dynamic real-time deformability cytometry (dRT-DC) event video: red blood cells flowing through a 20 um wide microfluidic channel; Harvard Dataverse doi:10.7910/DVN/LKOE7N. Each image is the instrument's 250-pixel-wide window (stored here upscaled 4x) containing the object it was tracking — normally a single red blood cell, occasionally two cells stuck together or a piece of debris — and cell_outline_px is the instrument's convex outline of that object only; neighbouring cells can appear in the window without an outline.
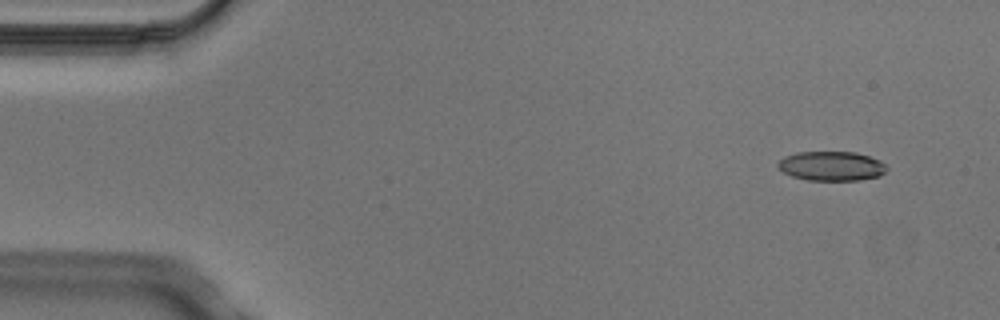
{"species": "Egyptian fruit bat (a non-hibernating species)", "species_latin": "Rousettus aegyptiacus", "temperature_condition": "cold", "stored_images_in_passage": 4, "camera_frame_rate_fps": 3000, "um_per_image_px": 0.085, "animal": {"sex": "male"}, "frame": {"image": 1, "passage_image": 1, "time_ms": 0.0, "image_size_px": [1000, 320], "cell_outline_px": [[888, 168], [880, 176], [860, 180], [808, 180], [792, 176], [784, 172], [776, 164], [784, 156], [796, 152], [856, 152], [880, 160]], "centroid_in_image_um": [70.68, 14.11], "position_along_channel_um": 14.3, "area_um2": 18.61}}
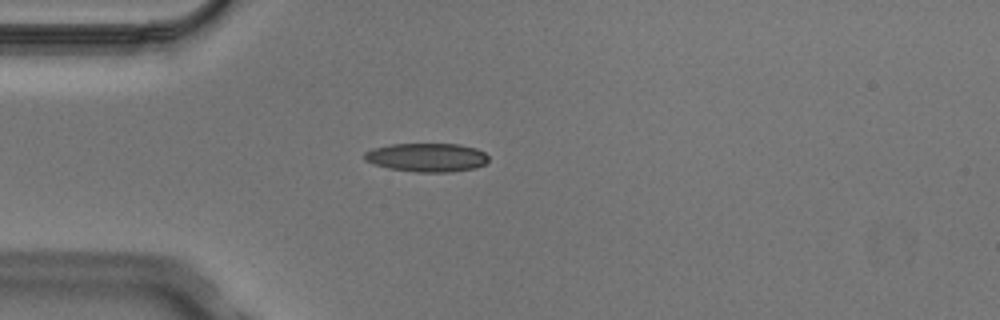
{"frame": {"image": 2, "passage_image": 4, "time_ms": 1.0, "image_size_px": [1000, 320], "cell_outline_px": [[488, 160], [484, 164], [476, 168], [452, 172], [416, 172], [388, 168], [372, 164], [364, 160], [364, 152], [372, 148], [392, 144], [460, 144], [476, 148], [484, 152], [488, 156]], "centroid_in_image_um": [36.27, 13.38], "position_along_channel_um": 48.7, "area_um2": 20.92}}